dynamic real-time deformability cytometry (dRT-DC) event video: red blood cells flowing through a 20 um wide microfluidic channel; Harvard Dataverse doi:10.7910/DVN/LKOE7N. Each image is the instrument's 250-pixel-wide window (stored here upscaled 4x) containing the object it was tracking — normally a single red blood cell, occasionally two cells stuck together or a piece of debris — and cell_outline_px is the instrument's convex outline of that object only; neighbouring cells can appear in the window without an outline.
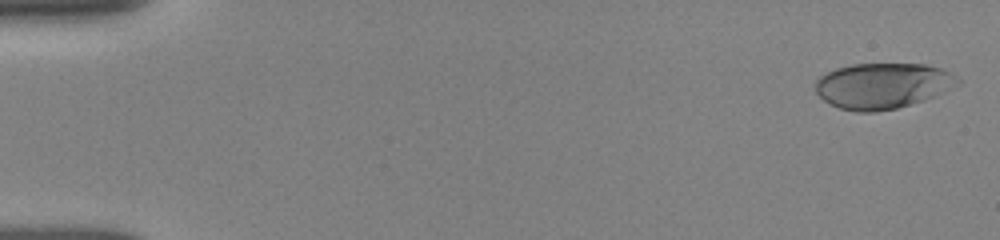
{"species": "human", "species_latin": "Homo sapiens", "temperature_condition": "room temperature", "stored_images_in_passage": 5, "camera_frame_rate_fps": 3000, "um_per_image_px": 0.085, "donor": {"sex": "female"}, "frame": {"image": 1, "passage_image": 1, "time_ms": 0.0, "image_size_px": [1000, 240], "cell_outline_px": [[960, 84], [924, 100], [896, 108], [876, 112], [856, 112], [840, 108], [824, 100], [816, 92], [816, 80], [820, 76], [836, 68], [852, 64], [924, 64], [940, 68], [956, 76], [960, 80]], "centroid_in_image_um": [75.01, 7.29], "position_along_channel_um": 10.0, "area_um2": 37.63}}
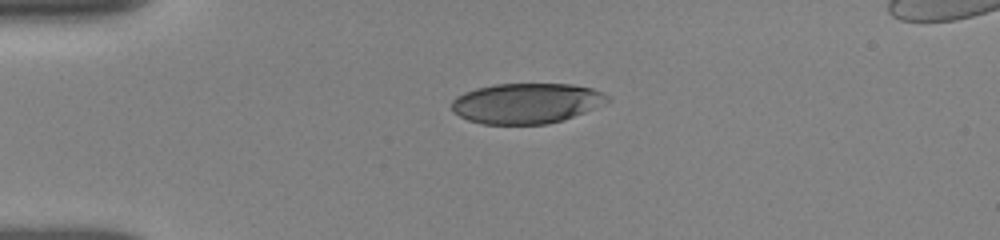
{"frame": {"image": 2, "passage_image": 4, "time_ms": 3.667, "image_size_px": [1000, 240], "cell_outline_px": [[612, 100], [584, 112], [564, 120], [548, 124], [484, 124], [468, 120], [452, 112], [452, 100], [456, 96], [464, 92], [476, 88], [496, 84], [572, 84], [592, 88], [608, 96]], "centroid_in_image_um": [44.73, 8.78], "position_along_channel_um": 40.3, "area_um2": 36.65}}